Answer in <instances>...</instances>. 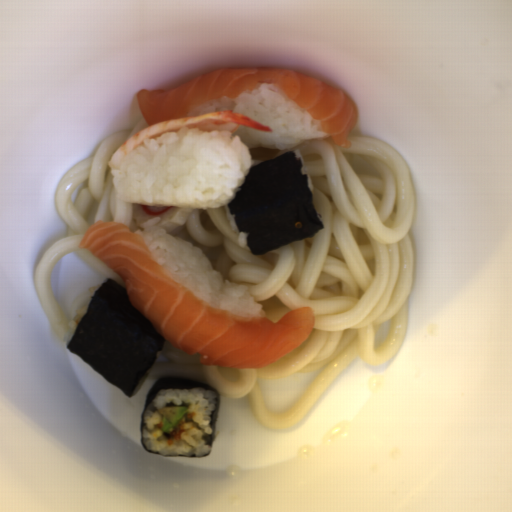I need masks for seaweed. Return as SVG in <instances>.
<instances>
[{
    "mask_svg": "<svg viewBox=\"0 0 512 512\" xmlns=\"http://www.w3.org/2000/svg\"><path fill=\"white\" fill-rule=\"evenodd\" d=\"M253 255L312 237L323 230L301 158L286 152L254 166L227 203Z\"/></svg>",
    "mask_w": 512,
    "mask_h": 512,
    "instance_id": "seaweed-2",
    "label": "seaweed"
},
{
    "mask_svg": "<svg viewBox=\"0 0 512 512\" xmlns=\"http://www.w3.org/2000/svg\"><path fill=\"white\" fill-rule=\"evenodd\" d=\"M164 341L131 303L126 288L107 278L92 294L65 347L130 398L155 363Z\"/></svg>",
    "mask_w": 512,
    "mask_h": 512,
    "instance_id": "seaweed-1",
    "label": "seaweed"
},
{
    "mask_svg": "<svg viewBox=\"0 0 512 512\" xmlns=\"http://www.w3.org/2000/svg\"><path fill=\"white\" fill-rule=\"evenodd\" d=\"M197 387H204V388L212 391L215 394L216 399H217L216 410L214 412L213 419H212V425H211V428L213 429V434L211 435V444H210V453H211L212 447H213V442H214L216 426H217V422H218L219 407H220L219 392H218L217 388L212 387V386H210L208 384H205V383H202V382H198V381L189 379V378H180V377H171V376L170 377H166V378L157 379L152 384V386H151V388H150V390H149V392H148V394L146 396L144 407H143V409L141 411V420H140L141 446L143 447V449L145 451H147V452H149L151 454L159 455V454H156V453L151 452L148 449H146L145 446L143 445V442H142L143 413H144V410L146 409V407L150 404V402L158 394V392L160 390H163V389H166V388L167 389H194V388H197ZM210 453H208L204 457H207L208 455H210ZM159 456H161V455H159ZM171 457L203 458V457H195V456H171Z\"/></svg>",
    "mask_w": 512,
    "mask_h": 512,
    "instance_id": "seaweed-3",
    "label": "seaweed"
}]
</instances>
